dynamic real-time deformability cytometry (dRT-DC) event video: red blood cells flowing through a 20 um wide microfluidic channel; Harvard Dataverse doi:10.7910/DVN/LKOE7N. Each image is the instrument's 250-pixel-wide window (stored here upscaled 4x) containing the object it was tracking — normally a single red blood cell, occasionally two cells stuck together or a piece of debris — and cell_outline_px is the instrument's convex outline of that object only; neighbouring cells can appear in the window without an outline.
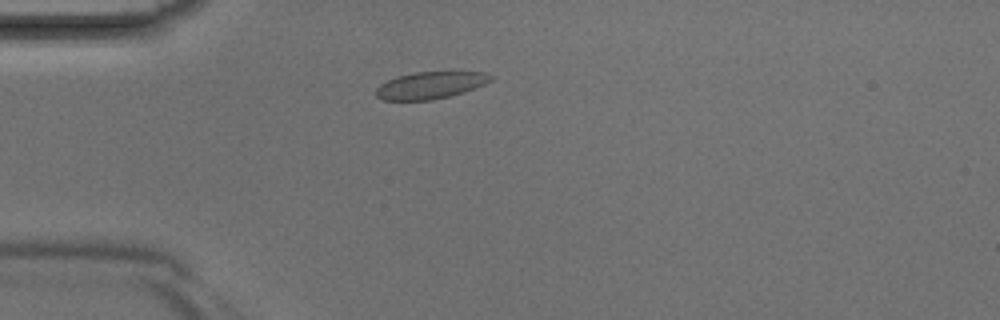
{"species": "Egyptian fruit bat (a non-hibernating species)", "species_latin": "Rousettus aegyptiacus", "temperature_condition": "room temperature", "stored_images_in_passage": 1, "camera_frame_rate_fps": 3000, "um_per_image_px": 0.085, "animal": {"sex": "male"}, "frame": {"image": 1, "passage_image": 1, "time_ms": 0.0, "image_size_px": [1000, 320], "cell_outline_px": [[496, 76], [492, 80], [484, 84], [448, 96], [432, 100], [384, 100], [376, 96], [376, 88], [380, 84], [396, 76], [416, 72], [488, 72]], "centroid_in_image_um": [36.58, 7.23], "position_along_channel_um": 48.4, "area_um2": 17.92}}